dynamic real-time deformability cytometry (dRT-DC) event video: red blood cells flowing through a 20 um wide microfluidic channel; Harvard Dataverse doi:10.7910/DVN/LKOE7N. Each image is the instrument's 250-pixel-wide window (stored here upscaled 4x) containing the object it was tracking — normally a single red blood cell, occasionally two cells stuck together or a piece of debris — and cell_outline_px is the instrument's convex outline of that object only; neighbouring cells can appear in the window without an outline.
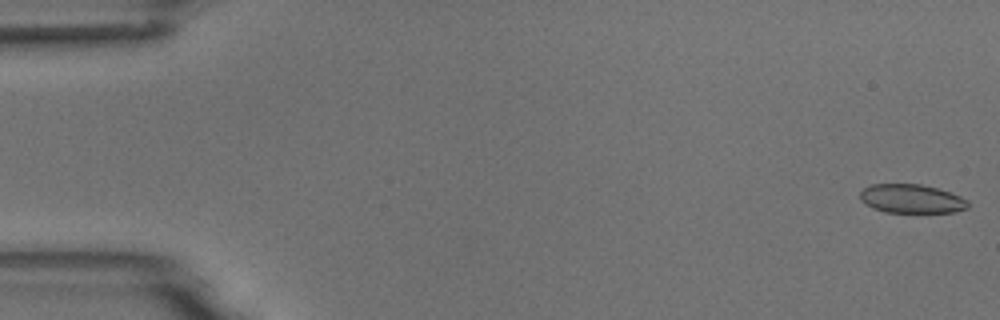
{"species": "common noctule bat (a hibernating species)", "species_latin": "Nyctalus noctula", "temperature_condition": "room temperature", "stored_images_in_passage": 6, "camera_frame_rate_fps": 3000, "um_per_image_px": 0.085, "animal": {"sex": "male", "body_mass_g": 18.8}, "frame": {"image": 1, "passage_image": 1, "time_ms": 0.0, "image_size_px": [1000, 320], "cell_outline_px": [[968, 208], [956, 212], [884, 212], [872, 208], [864, 204], [860, 200], [860, 192], [864, 188], [872, 184], [920, 184], [936, 188], [960, 196], [968, 200]], "centroid_in_image_um": [77.45, 16.9], "position_along_channel_um": 7.5, "area_um2": 18.15}}
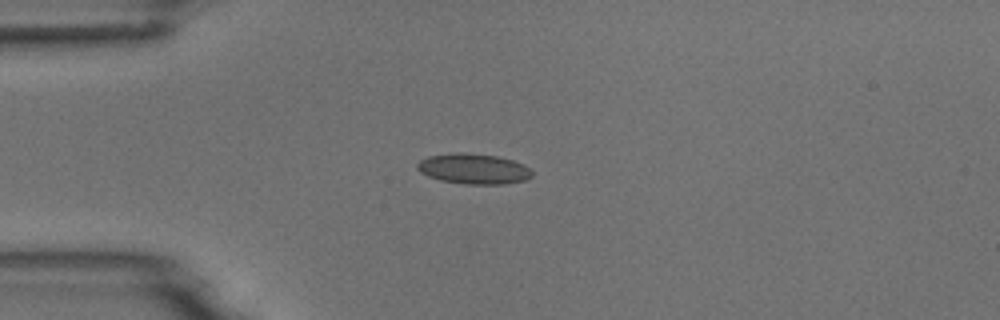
{"frame": {"image": 2, "passage_image": 4, "time_ms": 4.333, "image_size_px": [1000, 320], "cell_outline_px": [[532, 176], [524, 180], [504, 184], [464, 184], [440, 180], [428, 176], [420, 172], [416, 168], [416, 164], [420, 160], [428, 156], [456, 152], [460, 152], [496, 156], [512, 160], [528, 168], [532, 172]], "centroid_in_image_um": [40.2, 14.35], "position_along_channel_um": 44.8, "area_um2": 20.17}}
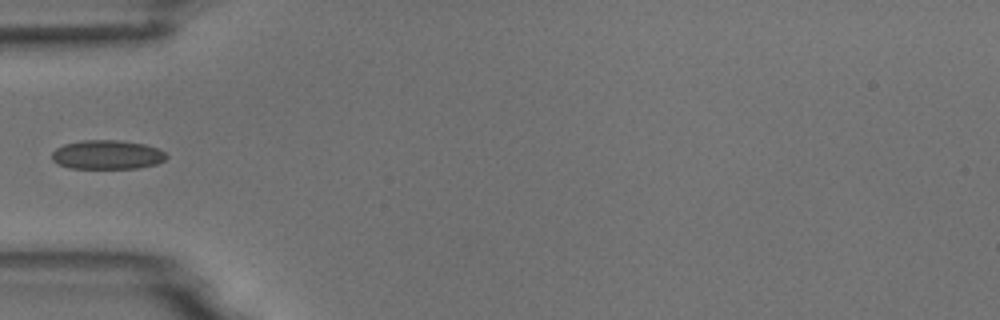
{"frame": {"image": 3, "passage_image": 5, "time_ms": 5.667, "image_size_px": [1000, 320], "cell_outline_px": [[168, 156], [164, 160], [156, 164], [136, 168], [68, 168], [56, 164], [52, 160], [52, 152], [56, 148], [64, 144], [84, 140], [120, 140], [144, 144], [160, 148]], "centroid_in_image_um": [9.1, 13.15], "position_along_channel_um": 75.9, "area_um2": 19.54}}